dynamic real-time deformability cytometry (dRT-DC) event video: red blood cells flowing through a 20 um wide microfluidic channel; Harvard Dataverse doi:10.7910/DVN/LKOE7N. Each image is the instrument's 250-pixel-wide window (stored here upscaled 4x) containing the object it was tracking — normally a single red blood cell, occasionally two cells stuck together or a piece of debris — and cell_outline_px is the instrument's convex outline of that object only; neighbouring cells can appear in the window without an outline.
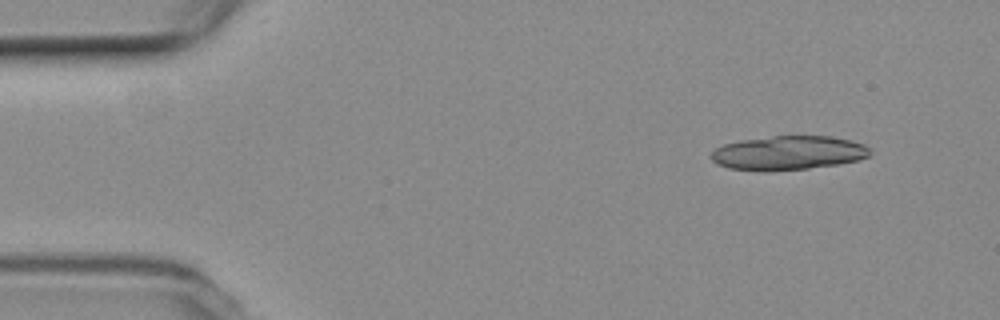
{"species": "common noctule bat (a hibernating species)", "species_latin": "Nyctalus noctula", "temperature_condition": "room temperature", "stored_images_in_passage": 19, "camera_frame_rate_fps": 3000, "um_per_image_px": 0.085, "animal": {"sex": "female", "body_mass_g": 19.3, "forearm_length_mm": 54.1}, "frame": {"image": 1, "passage_image": 5, "time_ms": 1.333, "image_size_px": [1000, 320], "cell_outline_px": [[872, 152], [868, 156], [860, 160], [836, 164], [808, 168], [768, 172], [764, 172], [728, 168], [716, 164], [708, 156], [716, 148], [724, 144], [740, 140], [772, 136], [832, 136], [852, 140], [864, 144], [872, 148]], "centroid_in_image_um": [67.0, 13.0], "position_along_channel_um": 18.0, "area_um2": 32.02}}